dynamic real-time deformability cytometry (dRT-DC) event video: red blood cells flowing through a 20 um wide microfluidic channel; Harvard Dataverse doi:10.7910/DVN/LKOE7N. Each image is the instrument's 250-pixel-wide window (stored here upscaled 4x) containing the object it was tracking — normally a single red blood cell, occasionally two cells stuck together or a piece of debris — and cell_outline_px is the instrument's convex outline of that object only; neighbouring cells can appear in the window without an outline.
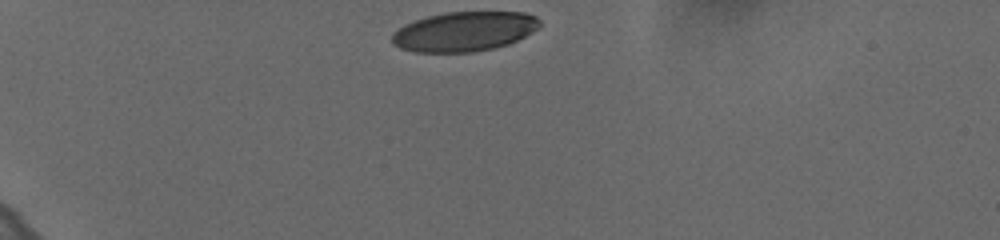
{"species": "human", "species_latin": "Homo sapiens", "temperature_condition": "cold", "stored_images_in_passage": 35, "camera_frame_rate_fps": 3000, "um_per_image_px": 0.085, "donor": {"sex": "female"}, "frame": {"image": 1, "passage_image": 1, "time_ms": 0.0, "image_size_px": [1000, 240], "cell_outline_px": [[540, 24], [532, 32], [508, 44], [492, 48], [472, 52], [416, 52], [400, 48], [392, 44], [392, 32], [404, 24], [428, 16], [444, 12], [524, 12], [536, 16], [540, 20]], "centroid_in_image_um": [39.43, 2.67], "position_along_channel_um": 45.6, "area_um2": 34.04}}
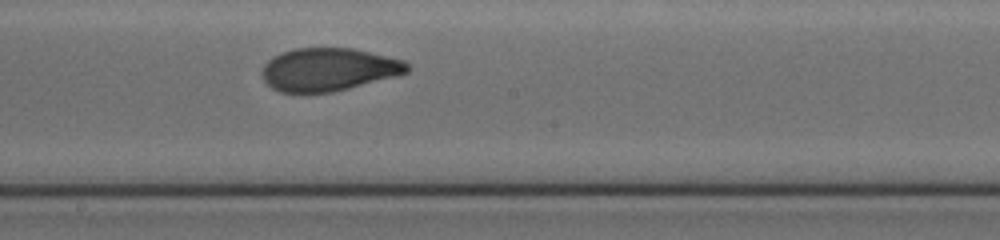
{"frame": {"image": 2, "passage_image": 20, "time_ms": 6.333, "image_size_px": [1000, 240], "cell_outline_px": [[412, 68], [408, 72], [396, 76], [332, 92], [280, 92], [272, 88], [260, 76], [260, 72], [264, 64], [272, 56], [280, 52], [292, 48], [352, 48], [404, 60]], "centroid_in_image_um": [27.89, 5.89], "position_along_channel_um": 220.3, "area_um2": 36.47}}
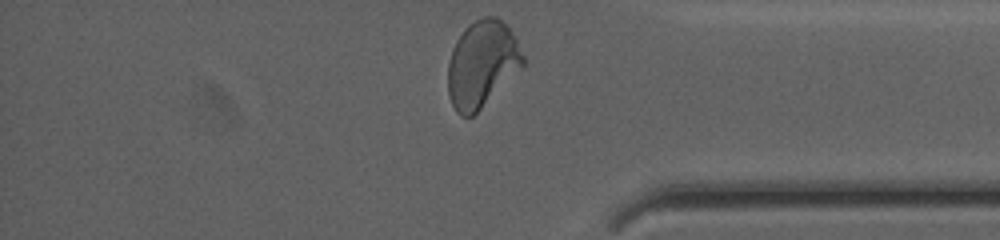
{"frame": {"image": 3, "passage_image": 35, "time_ms": 11.333, "image_size_px": [1000, 240], "cell_outline_px": [[524, 68], [472, 116], [460, 116], [456, 112], [452, 104], [448, 92], [448, 64], [452, 48], [456, 40], [464, 28], [468, 24], [484, 16], [496, 16], [516, 36], [524, 56]], "centroid_in_image_um": [40.99, 5.44], "position_along_channel_um": 394.2, "area_um2": 38.15}, "authors_computed_cell_mechanics": {"area_um2": 37.0498, "velocity_mm_per_s": 3.6329, "shape_relaxation_time_tau1_ms": 7.2296, "shape_relaxation_time_tau2_ms": 0.9641, "deformation_change_tau1": 0.21, "deformation_change_tau2": 0.0581}}